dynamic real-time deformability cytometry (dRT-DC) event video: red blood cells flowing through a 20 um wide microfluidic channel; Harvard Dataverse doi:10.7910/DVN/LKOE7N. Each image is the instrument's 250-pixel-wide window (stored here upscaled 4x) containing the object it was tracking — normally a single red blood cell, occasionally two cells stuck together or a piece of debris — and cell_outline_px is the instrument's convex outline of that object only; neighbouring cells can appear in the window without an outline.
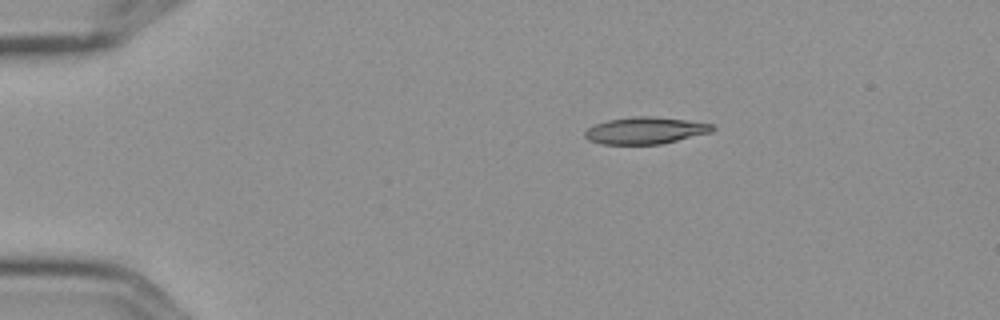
{"species": "Egyptian fruit bat (a non-hibernating species)", "species_latin": "Rousettus aegyptiacus", "temperature_condition": "cold", "stored_images_in_passage": 3, "camera_frame_rate_fps": 3000, "um_per_image_px": 0.085, "frame": {"image": 1, "passage_image": 1, "time_ms": 0.0, "image_size_px": [1000, 320], "cell_outline_px": [[716, 128], [712, 132], [660, 144], [600, 144], [588, 140], [584, 136], [584, 132], [588, 128], [596, 124], [608, 120], [632, 116], [652, 116], [684, 120], [712, 124]], "centroid_in_image_um": [54.83, 11.09], "position_along_channel_um": 30.2, "area_um2": 19.88}}